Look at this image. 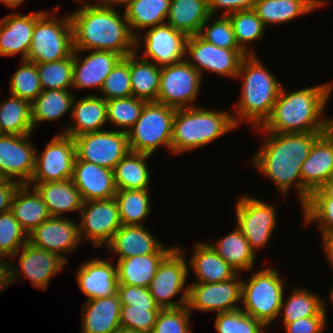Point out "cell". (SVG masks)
<instances>
[{
    "label": "cell",
    "instance_id": "cell-12",
    "mask_svg": "<svg viewBox=\"0 0 333 333\" xmlns=\"http://www.w3.org/2000/svg\"><path fill=\"white\" fill-rule=\"evenodd\" d=\"M245 56L241 49L217 47L198 34L188 36L186 41L185 60L201 74L202 78L203 72L207 70L221 77L235 79Z\"/></svg>",
    "mask_w": 333,
    "mask_h": 333
},
{
    "label": "cell",
    "instance_id": "cell-11",
    "mask_svg": "<svg viewBox=\"0 0 333 333\" xmlns=\"http://www.w3.org/2000/svg\"><path fill=\"white\" fill-rule=\"evenodd\" d=\"M201 74L185 59L172 65L161 67L158 103L169 107L191 108L202 84Z\"/></svg>",
    "mask_w": 333,
    "mask_h": 333
},
{
    "label": "cell",
    "instance_id": "cell-13",
    "mask_svg": "<svg viewBox=\"0 0 333 333\" xmlns=\"http://www.w3.org/2000/svg\"><path fill=\"white\" fill-rule=\"evenodd\" d=\"M79 160L111 170L130 151L128 134L119 130H102L74 137Z\"/></svg>",
    "mask_w": 333,
    "mask_h": 333
},
{
    "label": "cell",
    "instance_id": "cell-5",
    "mask_svg": "<svg viewBox=\"0 0 333 333\" xmlns=\"http://www.w3.org/2000/svg\"><path fill=\"white\" fill-rule=\"evenodd\" d=\"M237 128L232 113L204 106L176 109L171 137V153L190 152L215 142Z\"/></svg>",
    "mask_w": 333,
    "mask_h": 333
},
{
    "label": "cell",
    "instance_id": "cell-37",
    "mask_svg": "<svg viewBox=\"0 0 333 333\" xmlns=\"http://www.w3.org/2000/svg\"><path fill=\"white\" fill-rule=\"evenodd\" d=\"M150 154L129 151L115 166L114 182L117 190L149 189L150 171L146 160Z\"/></svg>",
    "mask_w": 333,
    "mask_h": 333
},
{
    "label": "cell",
    "instance_id": "cell-52",
    "mask_svg": "<svg viewBox=\"0 0 333 333\" xmlns=\"http://www.w3.org/2000/svg\"><path fill=\"white\" fill-rule=\"evenodd\" d=\"M160 310V307L121 305L120 326L141 333H151Z\"/></svg>",
    "mask_w": 333,
    "mask_h": 333
},
{
    "label": "cell",
    "instance_id": "cell-27",
    "mask_svg": "<svg viewBox=\"0 0 333 333\" xmlns=\"http://www.w3.org/2000/svg\"><path fill=\"white\" fill-rule=\"evenodd\" d=\"M70 113V118L74 122L67 125V128L61 133L73 138L86 133L102 131L101 128L107 124L106 100L95 94H88L79 100L74 97Z\"/></svg>",
    "mask_w": 333,
    "mask_h": 333
},
{
    "label": "cell",
    "instance_id": "cell-38",
    "mask_svg": "<svg viewBox=\"0 0 333 333\" xmlns=\"http://www.w3.org/2000/svg\"><path fill=\"white\" fill-rule=\"evenodd\" d=\"M210 245L239 274L241 271L253 270L256 255L250 249L247 239L237 226L216 243H210Z\"/></svg>",
    "mask_w": 333,
    "mask_h": 333
},
{
    "label": "cell",
    "instance_id": "cell-56",
    "mask_svg": "<svg viewBox=\"0 0 333 333\" xmlns=\"http://www.w3.org/2000/svg\"><path fill=\"white\" fill-rule=\"evenodd\" d=\"M256 2L257 0H208V7L210 14L218 18L216 13L221 10L224 11L221 16H228L236 11L253 9Z\"/></svg>",
    "mask_w": 333,
    "mask_h": 333
},
{
    "label": "cell",
    "instance_id": "cell-30",
    "mask_svg": "<svg viewBox=\"0 0 333 333\" xmlns=\"http://www.w3.org/2000/svg\"><path fill=\"white\" fill-rule=\"evenodd\" d=\"M188 269H193L197 281L193 283H218L234 278L238 272L225 262L206 242H196Z\"/></svg>",
    "mask_w": 333,
    "mask_h": 333
},
{
    "label": "cell",
    "instance_id": "cell-63",
    "mask_svg": "<svg viewBox=\"0 0 333 333\" xmlns=\"http://www.w3.org/2000/svg\"><path fill=\"white\" fill-rule=\"evenodd\" d=\"M114 333H141L138 331H135L133 329H128V328H124V327H119Z\"/></svg>",
    "mask_w": 333,
    "mask_h": 333
},
{
    "label": "cell",
    "instance_id": "cell-4",
    "mask_svg": "<svg viewBox=\"0 0 333 333\" xmlns=\"http://www.w3.org/2000/svg\"><path fill=\"white\" fill-rule=\"evenodd\" d=\"M257 55H246L235 79H241V93L232 114L238 127L242 121L261 127L271 115L282 88L275 75L268 71Z\"/></svg>",
    "mask_w": 333,
    "mask_h": 333
},
{
    "label": "cell",
    "instance_id": "cell-54",
    "mask_svg": "<svg viewBox=\"0 0 333 333\" xmlns=\"http://www.w3.org/2000/svg\"><path fill=\"white\" fill-rule=\"evenodd\" d=\"M117 294L121 305L133 307H159L150 295L149 289L133 285H118Z\"/></svg>",
    "mask_w": 333,
    "mask_h": 333
},
{
    "label": "cell",
    "instance_id": "cell-16",
    "mask_svg": "<svg viewBox=\"0 0 333 333\" xmlns=\"http://www.w3.org/2000/svg\"><path fill=\"white\" fill-rule=\"evenodd\" d=\"M20 251L19 265L9 261L10 286L22 277H26L33 287L46 290L51 278L67 263L58 254L35 247L29 242Z\"/></svg>",
    "mask_w": 333,
    "mask_h": 333
},
{
    "label": "cell",
    "instance_id": "cell-36",
    "mask_svg": "<svg viewBox=\"0 0 333 333\" xmlns=\"http://www.w3.org/2000/svg\"><path fill=\"white\" fill-rule=\"evenodd\" d=\"M138 51L129 54V71L132 96L146 102H156L160 87L161 67L139 56Z\"/></svg>",
    "mask_w": 333,
    "mask_h": 333
},
{
    "label": "cell",
    "instance_id": "cell-53",
    "mask_svg": "<svg viewBox=\"0 0 333 333\" xmlns=\"http://www.w3.org/2000/svg\"><path fill=\"white\" fill-rule=\"evenodd\" d=\"M188 305L161 309L151 333H193Z\"/></svg>",
    "mask_w": 333,
    "mask_h": 333
},
{
    "label": "cell",
    "instance_id": "cell-42",
    "mask_svg": "<svg viewBox=\"0 0 333 333\" xmlns=\"http://www.w3.org/2000/svg\"><path fill=\"white\" fill-rule=\"evenodd\" d=\"M114 198L122 225H143V219L151 213L148 189L117 190Z\"/></svg>",
    "mask_w": 333,
    "mask_h": 333
},
{
    "label": "cell",
    "instance_id": "cell-17",
    "mask_svg": "<svg viewBox=\"0 0 333 333\" xmlns=\"http://www.w3.org/2000/svg\"><path fill=\"white\" fill-rule=\"evenodd\" d=\"M30 136L0 134V179H10L19 184L30 182L37 150L30 142Z\"/></svg>",
    "mask_w": 333,
    "mask_h": 333
},
{
    "label": "cell",
    "instance_id": "cell-31",
    "mask_svg": "<svg viewBox=\"0 0 333 333\" xmlns=\"http://www.w3.org/2000/svg\"><path fill=\"white\" fill-rule=\"evenodd\" d=\"M28 185H32L40 194L51 217H64V212L81 211L84 201L72 179L46 183H28Z\"/></svg>",
    "mask_w": 333,
    "mask_h": 333
},
{
    "label": "cell",
    "instance_id": "cell-45",
    "mask_svg": "<svg viewBox=\"0 0 333 333\" xmlns=\"http://www.w3.org/2000/svg\"><path fill=\"white\" fill-rule=\"evenodd\" d=\"M145 103L134 96L106 100L107 123L127 133L139 119Z\"/></svg>",
    "mask_w": 333,
    "mask_h": 333
},
{
    "label": "cell",
    "instance_id": "cell-23",
    "mask_svg": "<svg viewBox=\"0 0 333 333\" xmlns=\"http://www.w3.org/2000/svg\"><path fill=\"white\" fill-rule=\"evenodd\" d=\"M72 181L80 191L84 202L111 199L117 192L113 170L76 157Z\"/></svg>",
    "mask_w": 333,
    "mask_h": 333
},
{
    "label": "cell",
    "instance_id": "cell-18",
    "mask_svg": "<svg viewBox=\"0 0 333 333\" xmlns=\"http://www.w3.org/2000/svg\"><path fill=\"white\" fill-rule=\"evenodd\" d=\"M238 276L239 273L230 280L218 283L189 284V311L221 313L240 309L243 279Z\"/></svg>",
    "mask_w": 333,
    "mask_h": 333
},
{
    "label": "cell",
    "instance_id": "cell-49",
    "mask_svg": "<svg viewBox=\"0 0 333 333\" xmlns=\"http://www.w3.org/2000/svg\"><path fill=\"white\" fill-rule=\"evenodd\" d=\"M105 100L132 96L129 55L122 57L104 80L100 89Z\"/></svg>",
    "mask_w": 333,
    "mask_h": 333
},
{
    "label": "cell",
    "instance_id": "cell-25",
    "mask_svg": "<svg viewBox=\"0 0 333 333\" xmlns=\"http://www.w3.org/2000/svg\"><path fill=\"white\" fill-rule=\"evenodd\" d=\"M95 258L81 264L77 270V284L88 300L117 294V265Z\"/></svg>",
    "mask_w": 333,
    "mask_h": 333
},
{
    "label": "cell",
    "instance_id": "cell-15",
    "mask_svg": "<svg viewBox=\"0 0 333 333\" xmlns=\"http://www.w3.org/2000/svg\"><path fill=\"white\" fill-rule=\"evenodd\" d=\"M74 138L57 133L41 154L36 150L35 170L29 183L69 180L73 177L75 160Z\"/></svg>",
    "mask_w": 333,
    "mask_h": 333
},
{
    "label": "cell",
    "instance_id": "cell-22",
    "mask_svg": "<svg viewBox=\"0 0 333 333\" xmlns=\"http://www.w3.org/2000/svg\"><path fill=\"white\" fill-rule=\"evenodd\" d=\"M79 50H73V81L72 88L85 89L103 86L121 55L113 51L89 50V54L79 56ZM81 59V60H80Z\"/></svg>",
    "mask_w": 333,
    "mask_h": 333
},
{
    "label": "cell",
    "instance_id": "cell-64",
    "mask_svg": "<svg viewBox=\"0 0 333 333\" xmlns=\"http://www.w3.org/2000/svg\"><path fill=\"white\" fill-rule=\"evenodd\" d=\"M329 300L331 301L330 303L332 304V306H333V286H332V289H331V291H329Z\"/></svg>",
    "mask_w": 333,
    "mask_h": 333
},
{
    "label": "cell",
    "instance_id": "cell-57",
    "mask_svg": "<svg viewBox=\"0 0 333 333\" xmlns=\"http://www.w3.org/2000/svg\"><path fill=\"white\" fill-rule=\"evenodd\" d=\"M18 185L17 181L0 179V214L10 210L11 200Z\"/></svg>",
    "mask_w": 333,
    "mask_h": 333
},
{
    "label": "cell",
    "instance_id": "cell-26",
    "mask_svg": "<svg viewBox=\"0 0 333 333\" xmlns=\"http://www.w3.org/2000/svg\"><path fill=\"white\" fill-rule=\"evenodd\" d=\"M82 333H114L120 327L121 302L118 294L84 301Z\"/></svg>",
    "mask_w": 333,
    "mask_h": 333
},
{
    "label": "cell",
    "instance_id": "cell-34",
    "mask_svg": "<svg viewBox=\"0 0 333 333\" xmlns=\"http://www.w3.org/2000/svg\"><path fill=\"white\" fill-rule=\"evenodd\" d=\"M171 0H132L124 7L126 19L132 34L136 37V49L142 41L135 30H146L166 23ZM141 42V46L140 45ZM139 46V47H138Z\"/></svg>",
    "mask_w": 333,
    "mask_h": 333
},
{
    "label": "cell",
    "instance_id": "cell-39",
    "mask_svg": "<svg viewBox=\"0 0 333 333\" xmlns=\"http://www.w3.org/2000/svg\"><path fill=\"white\" fill-rule=\"evenodd\" d=\"M74 97L76 96L70 90H43L31 102L33 128H37L41 122L62 118L68 110H72Z\"/></svg>",
    "mask_w": 333,
    "mask_h": 333
},
{
    "label": "cell",
    "instance_id": "cell-51",
    "mask_svg": "<svg viewBox=\"0 0 333 333\" xmlns=\"http://www.w3.org/2000/svg\"><path fill=\"white\" fill-rule=\"evenodd\" d=\"M301 209L305 226L317 222L322 237L333 234V199H308Z\"/></svg>",
    "mask_w": 333,
    "mask_h": 333
},
{
    "label": "cell",
    "instance_id": "cell-24",
    "mask_svg": "<svg viewBox=\"0 0 333 333\" xmlns=\"http://www.w3.org/2000/svg\"><path fill=\"white\" fill-rule=\"evenodd\" d=\"M45 12L42 10L28 15L19 13L6 15L0 21V56L20 54L21 59L26 60L32 41L33 28L36 21Z\"/></svg>",
    "mask_w": 333,
    "mask_h": 333
},
{
    "label": "cell",
    "instance_id": "cell-46",
    "mask_svg": "<svg viewBox=\"0 0 333 333\" xmlns=\"http://www.w3.org/2000/svg\"><path fill=\"white\" fill-rule=\"evenodd\" d=\"M28 242V234L9 210L0 214V257L12 261ZM12 258V259H11Z\"/></svg>",
    "mask_w": 333,
    "mask_h": 333
},
{
    "label": "cell",
    "instance_id": "cell-44",
    "mask_svg": "<svg viewBox=\"0 0 333 333\" xmlns=\"http://www.w3.org/2000/svg\"><path fill=\"white\" fill-rule=\"evenodd\" d=\"M43 90H70L73 81V52L64 59L36 63ZM69 88V89H68Z\"/></svg>",
    "mask_w": 333,
    "mask_h": 333
},
{
    "label": "cell",
    "instance_id": "cell-32",
    "mask_svg": "<svg viewBox=\"0 0 333 333\" xmlns=\"http://www.w3.org/2000/svg\"><path fill=\"white\" fill-rule=\"evenodd\" d=\"M29 187L28 184L18 185L10 207L15 219L27 234L51 217L40 194L34 187L33 191L29 190Z\"/></svg>",
    "mask_w": 333,
    "mask_h": 333
},
{
    "label": "cell",
    "instance_id": "cell-21",
    "mask_svg": "<svg viewBox=\"0 0 333 333\" xmlns=\"http://www.w3.org/2000/svg\"><path fill=\"white\" fill-rule=\"evenodd\" d=\"M28 242L58 254L66 262L64 253H71L82 243L78 223L67 217H50L28 234Z\"/></svg>",
    "mask_w": 333,
    "mask_h": 333
},
{
    "label": "cell",
    "instance_id": "cell-61",
    "mask_svg": "<svg viewBox=\"0 0 333 333\" xmlns=\"http://www.w3.org/2000/svg\"><path fill=\"white\" fill-rule=\"evenodd\" d=\"M25 0H0L2 4L10 8H16L23 4Z\"/></svg>",
    "mask_w": 333,
    "mask_h": 333
},
{
    "label": "cell",
    "instance_id": "cell-48",
    "mask_svg": "<svg viewBox=\"0 0 333 333\" xmlns=\"http://www.w3.org/2000/svg\"><path fill=\"white\" fill-rule=\"evenodd\" d=\"M260 321L242 309L216 313L215 329L218 333H265Z\"/></svg>",
    "mask_w": 333,
    "mask_h": 333
},
{
    "label": "cell",
    "instance_id": "cell-7",
    "mask_svg": "<svg viewBox=\"0 0 333 333\" xmlns=\"http://www.w3.org/2000/svg\"><path fill=\"white\" fill-rule=\"evenodd\" d=\"M176 109L158 102H146L137 122L127 132L129 149L152 155L164 146L171 153Z\"/></svg>",
    "mask_w": 333,
    "mask_h": 333
},
{
    "label": "cell",
    "instance_id": "cell-59",
    "mask_svg": "<svg viewBox=\"0 0 333 333\" xmlns=\"http://www.w3.org/2000/svg\"><path fill=\"white\" fill-rule=\"evenodd\" d=\"M0 291L6 290L10 287L9 281V260L4 257H0ZM6 259V260H5Z\"/></svg>",
    "mask_w": 333,
    "mask_h": 333
},
{
    "label": "cell",
    "instance_id": "cell-62",
    "mask_svg": "<svg viewBox=\"0 0 333 333\" xmlns=\"http://www.w3.org/2000/svg\"><path fill=\"white\" fill-rule=\"evenodd\" d=\"M100 1L103 3L109 4V5H112V6H116V5L120 6V4H122V6L123 5L125 6L132 0H100Z\"/></svg>",
    "mask_w": 333,
    "mask_h": 333
},
{
    "label": "cell",
    "instance_id": "cell-65",
    "mask_svg": "<svg viewBox=\"0 0 333 333\" xmlns=\"http://www.w3.org/2000/svg\"><path fill=\"white\" fill-rule=\"evenodd\" d=\"M78 1H79V0H78ZM80 1H81V2L83 1V2H84V1H86V0H80ZM99 1H100V0H95V3H96V2H99Z\"/></svg>",
    "mask_w": 333,
    "mask_h": 333
},
{
    "label": "cell",
    "instance_id": "cell-3",
    "mask_svg": "<svg viewBox=\"0 0 333 333\" xmlns=\"http://www.w3.org/2000/svg\"><path fill=\"white\" fill-rule=\"evenodd\" d=\"M333 88L330 82L286 91L282 86L271 115L261 127V132L310 133L327 132L333 119L323 117Z\"/></svg>",
    "mask_w": 333,
    "mask_h": 333
},
{
    "label": "cell",
    "instance_id": "cell-6",
    "mask_svg": "<svg viewBox=\"0 0 333 333\" xmlns=\"http://www.w3.org/2000/svg\"><path fill=\"white\" fill-rule=\"evenodd\" d=\"M251 274L247 282L242 281L240 309L268 327L280 315L287 286L275 268L266 267Z\"/></svg>",
    "mask_w": 333,
    "mask_h": 333
},
{
    "label": "cell",
    "instance_id": "cell-1",
    "mask_svg": "<svg viewBox=\"0 0 333 333\" xmlns=\"http://www.w3.org/2000/svg\"><path fill=\"white\" fill-rule=\"evenodd\" d=\"M69 14L72 26L73 49L113 51L125 57L135 52L136 37L132 34L125 12L101 1L82 4Z\"/></svg>",
    "mask_w": 333,
    "mask_h": 333
},
{
    "label": "cell",
    "instance_id": "cell-8",
    "mask_svg": "<svg viewBox=\"0 0 333 333\" xmlns=\"http://www.w3.org/2000/svg\"><path fill=\"white\" fill-rule=\"evenodd\" d=\"M54 13L51 12V16L46 11L36 21L27 61L33 63L59 61L73 52L70 16L66 15L61 19L56 18V12Z\"/></svg>",
    "mask_w": 333,
    "mask_h": 333
},
{
    "label": "cell",
    "instance_id": "cell-47",
    "mask_svg": "<svg viewBox=\"0 0 333 333\" xmlns=\"http://www.w3.org/2000/svg\"><path fill=\"white\" fill-rule=\"evenodd\" d=\"M9 82V94L30 103L43 91L36 63L27 60H21Z\"/></svg>",
    "mask_w": 333,
    "mask_h": 333
},
{
    "label": "cell",
    "instance_id": "cell-60",
    "mask_svg": "<svg viewBox=\"0 0 333 333\" xmlns=\"http://www.w3.org/2000/svg\"><path fill=\"white\" fill-rule=\"evenodd\" d=\"M322 247L325 252V255L327 256L328 262L331 264L330 266L332 267L333 270V234L332 235H327L323 236L322 238Z\"/></svg>",
    "mask_w": 333,
    "mask_h": 333
},
{
    "label": "cell",
    "instance_id": "cell-35",
    "mask_svg": "<svg viewBox=\"0 0 333 333\" xmlns=\"http://www.w3.org/2000/svg\"><path fill=\"white\" fill-rule=\"evenodd\" d=\"M211 16L208 0H171L166 23L187 36L197 35Z\"/></svg>",
    "mask_w": 333,
    "mask_h": 333
},
{
    "label": "cell",
    "instance_id": "cell-33",
    "mask_svg": "<svg viewBox=\"0 0 333 333\" xmlns=\"http://www.w3.org/2000/svg\"><path fill=\"white\" fill-rule=\"evenodd\" d=\"M326 3L325 0H257L253 10L263 24L268 26L291 22Z\"/></svg>",
    "mask_w": 333,
    "mask_h": 333
},
{
    "label": "cell",
    "instance_id": "cell-20",
    "mask_svg": "<svg viewBox=\"0 0 333 333\" xmlns=\"http://www.w3.org/2000/svg\"><path fill=\"white\" fill-rule=\"evenodd\" d=\"M188 36L167 23L148 28L145 33L142 59L153 60L158 67L178 63L185 59Z\"/></svg>",
    "mask_w": 333,
    "mask_h": 333
},
{
    "label": "cell",
    "instance_id": "cell-40",
    "mask_svg": "<svg viewBox=\"0 0 333 333\" xmlns=\"http://www.w3.org/2000/svg\"><path fill=\"white\" fill-rule=\"evenodd\" d=\"M292 289L287 300L283 296L281 304L280 314L283 312L281 318L284 325L305 317L327 316L324 298L305 288L296 286Z\"/></svg>",
    "mask_w": 333,
    "mask_h": 333
},
{
    "label": "cell",
    "instance_id": "cell-29",
    "mask_svg": "<svg viewBox=\"0 0 333 333\" xmlns=\"http://www.w3.org/2000/svg\"><path fill=\"white\" fill-rule=\"evenodd\" d=\"M174 248L163 246L157 253L136 255L116 260L118 285H133L148 288L161 261Z\"/></svg>",
    "mask_w": 333,
    "mask_h": 333
},
{
    "label": "cell",
    "instance_id": "cell-50",
    "mask_svg": "<svg viewBox=\"0 0 333 333\" xmlns=\"http://www.w3.org/2000/svg\"><path fill=\"white\" fill-rule=\"evenodd\" d=\"M210 16L201 26L199 36L205 41L223 49H240L236 43L233 27L228 16H220L219 19L211 21ZM210 23V24H209Z\"/></svg>",
    "mask_w": 333,
    "mask_h": 333
},
{
    "label": "cell",
    "instance_id": "cell-55",
    "mask_svg": "<svg viewBox=\"0 0 333 333\" xmlns=\"http://www.w3.org/2000/svg\"><path fill=\"white\" fill-rule=\"evenodd\" d=\"M327 316H312L285 324L286 333H322L327 327Z\"/></svg>",
    "mask_w": 333,
    "mask_h": 333
},
{
    "label": "cell",
    "instance_id": "cell-58",
    "mask_svg": "<svg viewBox=\"0 0 333 333\" xmlns=\"http://www.w3.org/2000/svg\"><path fill=\"white\" fill-rule=\"evenodd\" d=\"M309 199H333V175Z\"/></svg>",
    "mask_w": 333,
    "mask_h": 333
},
{
    "label": "cell",
    "instance_id": "cell-10",
    "mask_svg": "<svg viewBox=\"0 0 333 333\" xmlns=\"http://www.w3.org/2000/svg\"><path fill=\"white\" fill-rule=\"evenodd\" d=\"M235 206L236 226L255 254L270 241L276 228V205L246 194L238 198Z\"/></svg>",
    "mask_w": 333,
    "mask_h": 333
},
{
    "label": "cell",
    "instance_id": "cell-9",
    "mask_svg": "<svg viewBox=\"0 0 333 333\" xmlns=\"http://www.w3.org/2000/svg\"><path fill=\"white\" fill-rule=\"evenodd\" d=\"M184 249L175 248L161 261L157 272L148 287L150 295L161 309L178 308L188 304L189 284L186 285L188 276V261L185 260ZM186 285V286H185ZM183 294L172 300L176 295Z\"/></svg>",
    "mask_w": 333,
    "mask_h": 333
},
{
    "label": "cell",
    "instance_id": "cell-19",
    "mask_svg": "<svg viewBox=\"0 0 333 333\" xmlns=\"http://www.w3.org/2000/svg\"><path fill=\"white\" fill-rule=\"evenodd\" d=\"M302 206L333 175V126L313 143L301 166Z\"/></svg>",
    "mask_w": 333,
    "mask_h": 333
},
{
    "label": "cell",
    "instance_id": "cell-41",
    "mask_svg": "<svg viewBox=\"0 0 333 333\" xmlns=\"http://www.w3.org/2000/svg\"><path fill=\"white\" fill-rule=\"evenodd\" d=\"M31 103L9 94V98L0 103V133L32 134Z\"/></svg>",
    "mask_w": 333,
    "mask_h": 333
},
{
    "label": "cell",
    "instance_id": "cell-43",
    "mask_svg": "<svg viewBox=\"0 0 333 333\" xmlns=\"http://www.w3.org/2000/svg\"><path fill=\"white\" fill-rule=\"evenodd\" d=\"M236 43L246 55H256L255 49L248 50V43L261 40L265 36L266 26L253 9L236 11L228 15ZM253 49V50H252Z\"/></svg>",
    "mask_w": 333,
    "mask_h": 333
},
{
    "label": "cell",
    "instance_id": "cell-28",
    "mask_svg": "<svg viewBox=\"0 0 333 333\" xmlns=\"http://www.w3.org/2000/svg\"><path fill=\"white\" fill-rule=\"evenodd\" d=\"M163 246L145 225H122L106 248L111 253H116L118 259H126L157 253Z\"/></svg>",
    "mask_w": 333,
    "mask_h": 333
},
{
    "label": "cell",
    "instance_id": "cell-2",
    "mask_svg": "<svg viewBox=\"0 0 333 333\" xmlns=\"http://www.w3.org/2000/svg\"><path fill=\"white\" fill-rule=\"evenodd\" d=\"M265 133L259 152L251 158L255 169L271 180L285 197L294 184L302 207L301 166L314 141L325 132Z\"/></svg>",
    "mask_w": 333,
    "mask_h": 333
},
{
    "label": "cell",
    "instance_id": "cell-14",
    "mask_svg": "<svg viewBox=\"0 0 333 333\" xmlns=\"http://www.w3.org/2000/svg\"><path fill=\"white\" fill-rule=\"evenodd\" d=\"M79 216L81 242L88 240L96 248L106 247L122 226L115 198L84 202Z\"/></svg>",
    "mask_w": 333,
    "mask_h": 333
}]
</instances>
